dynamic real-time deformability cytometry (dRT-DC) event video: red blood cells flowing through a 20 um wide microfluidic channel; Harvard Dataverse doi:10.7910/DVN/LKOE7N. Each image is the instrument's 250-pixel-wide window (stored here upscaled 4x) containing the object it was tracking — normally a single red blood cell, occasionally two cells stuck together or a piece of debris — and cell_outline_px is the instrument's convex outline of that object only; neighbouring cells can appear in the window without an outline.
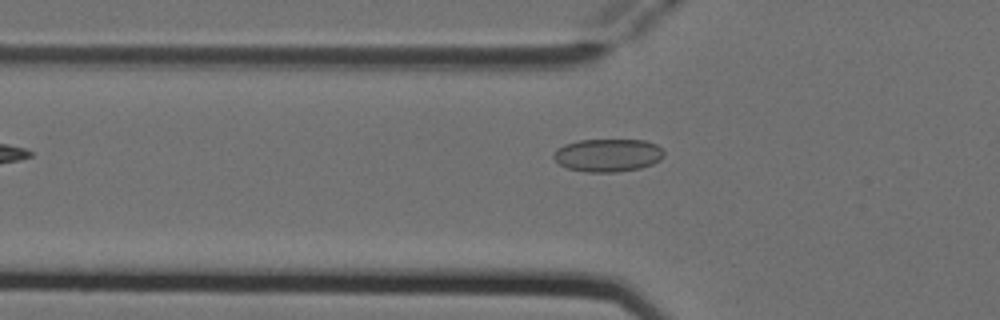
{"species": "Egyptian fruit bat (a non-hibernating species)", "species_latin": "Rousettus aegyptiacus", "temperature_condition": "cold", "stored_images_in_passage": 2, "camera_frame_rate_fps": 3000, "um_per_image_px": 0.085, "animal": {"sex": "female"}, "frame": {"image": 1, "passage_image": 2, "time_ms": 0.333, "image_size_px": [1000, 320], "cell_outline_px": [[664, 156], [660, 160], [652, 164], [640, 168], [616, 172], [588, 172], [568, 168], [560, 164], [552, 156], [556, 148], [564, 144], [580, 140], [644, 140], [656, 144], [664, 152]], "centroid_in_image_um": [51.66, 13.19], "position_along_channel_um": 74.1, "area_um2": 21.15}}